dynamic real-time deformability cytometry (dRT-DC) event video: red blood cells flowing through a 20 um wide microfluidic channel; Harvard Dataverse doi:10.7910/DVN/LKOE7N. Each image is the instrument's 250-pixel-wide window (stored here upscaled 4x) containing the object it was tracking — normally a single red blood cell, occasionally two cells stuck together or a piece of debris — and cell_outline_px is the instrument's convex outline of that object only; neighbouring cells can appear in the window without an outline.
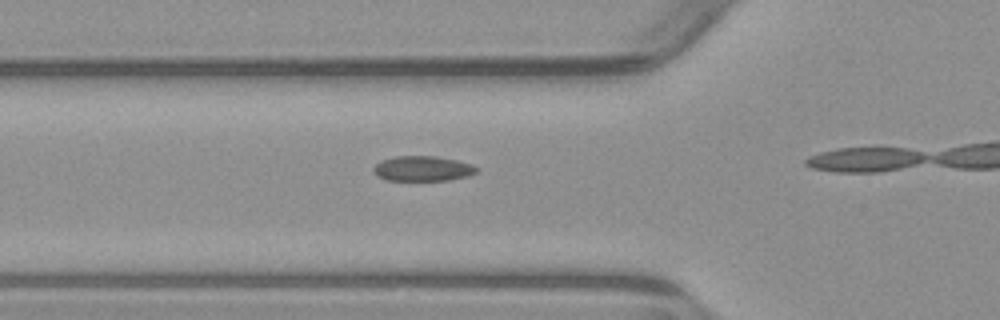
{"species": "common noctule bat (a hibernating species)", "species_latin": "Nyctalus noctula", "temperature_condition": "warm", "stored_images_in_passage": 16, "camera_frame_rate_fps": 3000, "um_per_image_px": 0.085, "animal": {"sex": "male", "body_mass_g": 23.1, "forearm_length_mm": 52.7}, "frame": {"image": 1, "passage_image": 12, "time_ms": 3.667, "image_size_px": [1000, 320], "cell_outline_px": [[480, 168], [476, 172], [468, 176], [448, 180], [384, 180], [372, 168], [380, 160], [392, 156], [436, 156], [456, 160], [472, 164]], "centroid_in_image_um": [35.94, 14.32], "position_along_channel_um": 89.9, "area_um2": 15.09}}